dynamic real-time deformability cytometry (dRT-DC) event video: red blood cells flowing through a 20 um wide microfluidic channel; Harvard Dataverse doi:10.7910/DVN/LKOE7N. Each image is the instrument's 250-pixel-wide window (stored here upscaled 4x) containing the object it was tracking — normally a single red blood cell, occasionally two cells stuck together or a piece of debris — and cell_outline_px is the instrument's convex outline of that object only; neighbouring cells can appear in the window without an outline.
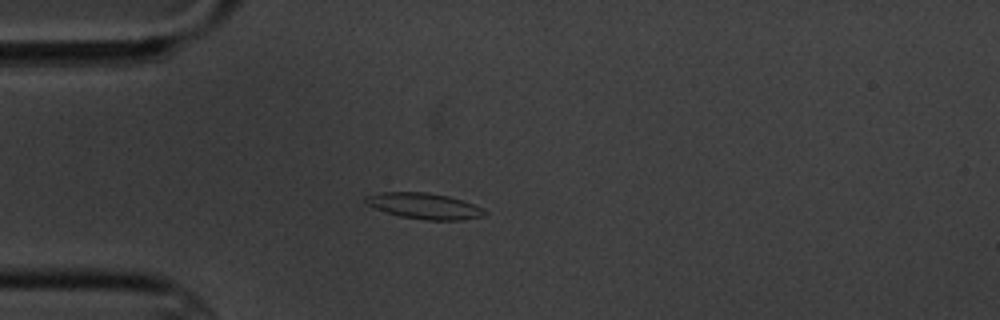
{"species": "common noctule bat (a hibernating species)", "species_latin": "Nyctalus noctula", "temperature_condition": "cold", "stored_images_in_passage": 11, "camera_frame_rate_fps": 3000, "um_per_image_px": 0.085, "animal": {"sex": "male", "body_mass_g": 20.1, "forearm_length_mm": 53.5}, "frame": {"image": 1, "passage_image": 3, "time_ms": 3.333, "image_size_px": [1000, 320], "cell_outline_px": [[488, 212], [484, 216], [464, 220], [428, 220], [400, 216], [372, 208], [364, 200], [364, 196], [380, 192], [424, 192], [448, 196], [484, 208]], "centroid_in_image_um": [36.06, 17.51], "position_along_channel_um": 48.9, "area_um2": 17.98}}
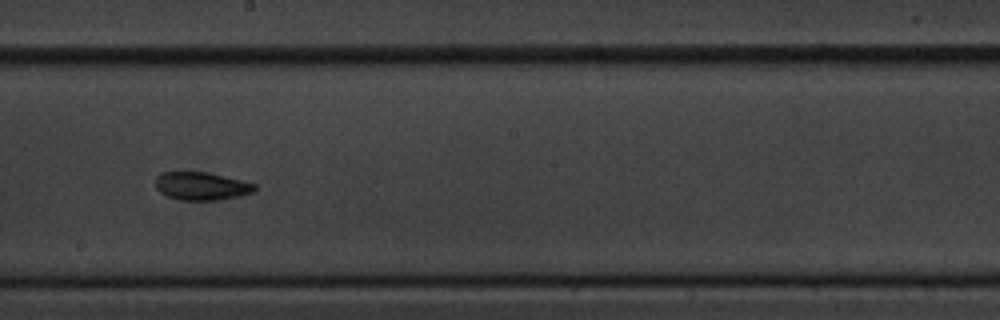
{"frame": {"image": 2, "passage_image": 8, "time_ms": 9.0, "image_size_px": [1000, 320], "cell_outline_px": [[256, 188], [252, 192], [240, 196], [220, 200], [180, 200], [168, 196], [160, 192], [156, 188], [156, 176], [160, 172], [208, 172], [256, 184]], "centroid_in_image_um": [17.11, 15.82], "position_along_channel_um": 231.1, "area_um2": 16.18}}
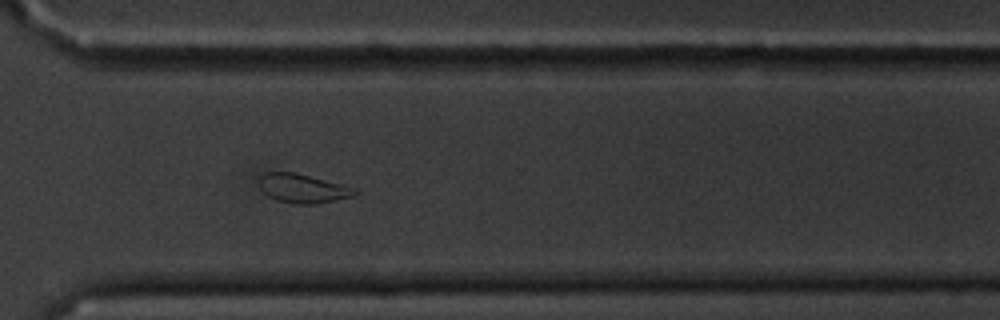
{"frame": {"image": 3, "passage_image": 11, "time_ms": 12.333, "image_size_px": [1000, 320], "cell_outline_px": [[360, 192], [352, 196], [336, 200], [316, 204], [296, 204], [276, 200], [268, 196], [260, 188], [260, 176], [264, 172], [296, 172], [344, 184], [356, 188]], "centroid_in_image_um": [25.77, 16.01], "position_along_channel_um": 344.8, "area_um2": 16.36}}